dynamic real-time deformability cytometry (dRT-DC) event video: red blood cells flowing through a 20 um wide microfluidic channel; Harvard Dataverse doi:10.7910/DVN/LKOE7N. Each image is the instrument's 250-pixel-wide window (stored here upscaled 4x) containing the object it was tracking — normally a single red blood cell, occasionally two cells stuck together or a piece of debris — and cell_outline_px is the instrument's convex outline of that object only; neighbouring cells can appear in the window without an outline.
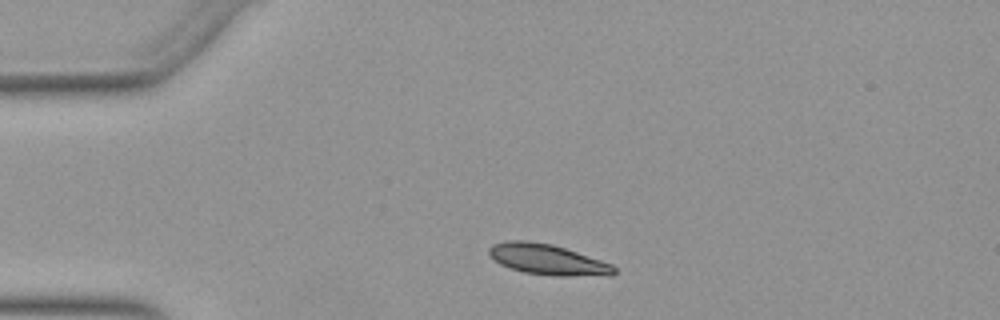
{"species": "Egyptian fruit bat (a non-hibernating species)", "species_latin": "Rousettus aegyptiacus", "temperature_condition": "warm", "stored_images_in_passage": 40, "camera_frame_rate_fps": 3000, "um_per_image_px": 0.085, "animal": {"sex": "female"}, "frame": {"image": 1, "passage_image": 5, "time_ms": 1.333, "image_size_px": [1000, 320], "cell_outline_px": [[616, 272], [612, 276], [552, 276], [524, 272], [500, 264], [488, 256], [488, 248], [492, 244], [508, 240], [524, 240], [552, 244], [612, 264], [616, 268]], "centroid_in_image_um": [46.54, 22.07], "position_along_channel_um": 38.5, "area_um2": 22.43}}
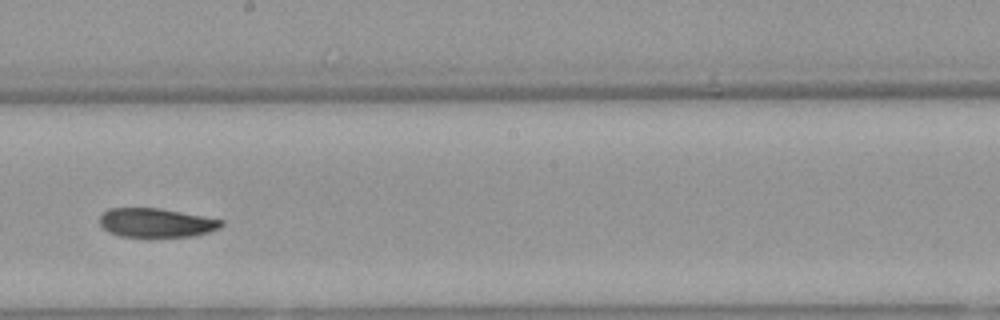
{"frame": {"image": 2, "passage_image": 23, "time_ms": 7.333, "image_size_px": [1000, 320], "cell_outline_px": [[224, 224], [220, 228], [208, 232], [192, 236], [120, 236], [108, 232], [100, 224], [100, 216], [108, 208], [160, 208], [224, 220]], "centroid_in_image_um": [13.28, 18.92], "position_along_channel_um": 234.9, "area_um2": 20.4}}
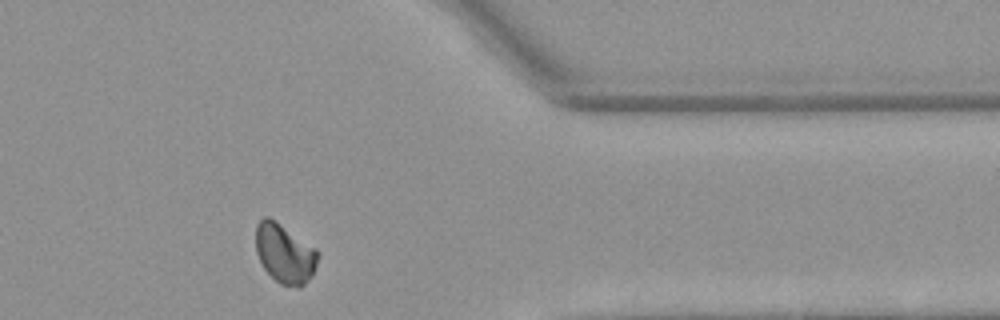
{"frame": {"image": 3, "passage_image": 36, "time_ms": 11.667, "image_size_px": [1000, 320], "cell_outline_px": [[320, 252], [312, 276], [300, 288], [280, 284], [264, 268], [256, 252], [256, 224], [264, 216], [268, 216], [276, 220], [316, 248]], "centroid_in_image_um": [24.21, 21.53], "position_along_channel_um": 387.2, "area_um2": 21.56}}